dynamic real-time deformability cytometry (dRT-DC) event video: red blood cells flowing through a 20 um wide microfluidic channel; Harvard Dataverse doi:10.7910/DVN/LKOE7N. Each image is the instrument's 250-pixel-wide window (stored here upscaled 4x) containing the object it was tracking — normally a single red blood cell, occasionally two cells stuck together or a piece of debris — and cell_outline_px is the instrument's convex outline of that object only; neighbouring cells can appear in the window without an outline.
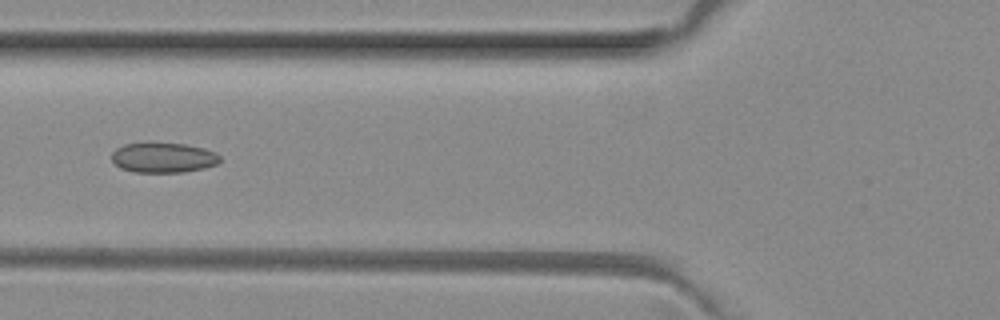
{"species": "common noctule bat (a hibernating species)", "species_latin": "Nyctalus noctula", "temperature_condition": "room temperature", "stored_images_in_passage": 6, "camera_frame_rate_fps": 3000, "um_per_image_px": 0.085, "animal": {"sex": "female", "body_mass_g": 29.2, "forearm_length_mm": 56.3}, "frame": {"image": 1, "passage_image": 6, "time_ms": 1.667, "image_size_px": [1000, 320], "cell_outline_px": [[220, 160], [216, 164], [204, 168], [184, 172], [132, 172], [120, 168], [112, 160], [112, 152], [116, 148], [124, 144], [148, 140], [184, 144], [204, 148], [216, 152], [220, 156]], "centroid_in_image_um": [13.84, 13.36], "position_along_channel_um": 112.0, "area_um2": 19.59}}